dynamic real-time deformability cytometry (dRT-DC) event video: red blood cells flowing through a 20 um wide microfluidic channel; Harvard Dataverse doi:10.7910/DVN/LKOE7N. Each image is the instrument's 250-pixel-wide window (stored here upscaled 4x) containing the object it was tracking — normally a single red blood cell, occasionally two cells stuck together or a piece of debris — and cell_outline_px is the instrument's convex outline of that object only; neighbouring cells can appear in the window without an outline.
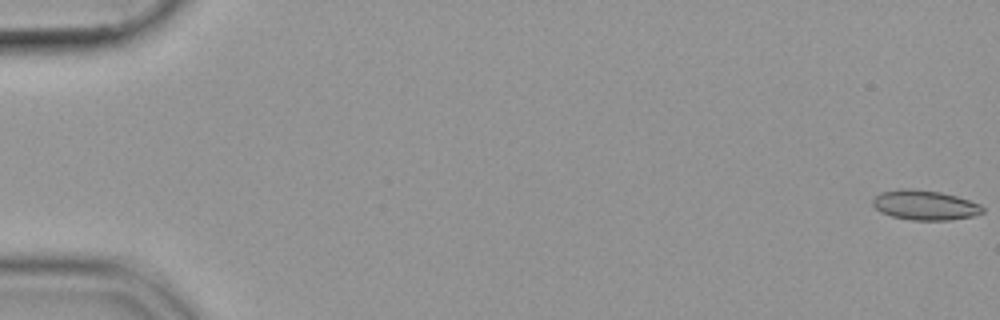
{"species": "common noctule bat (a hibernating species)", "species_latin": "Nyctalus noctula", "temperature_condition": "cold", "stored_images_in_passage": 55, "camera_frame_rate_fps": 3000, "um_per_image_px": 0.085, "animal": {"sex": "female", "body_mass_g": 19.9}, "frame": {"image": 1, "passage_image": 1, "time_ms": 0.0, "image_size_px": [1000, 320], "cell_outline_px": [[984, 212], [976, 216], [948, 220], [912, 220], [892, 216], [880, 212], [872, 204], [872, 200], [880, 192], [900, 188], [912, 188], [940, 192], [956, 196], [980, 204], [984, 208]], "centroid_in_image_um": [78.61, 17.43], "position_along_channel_um": 6.4, "area_um2": 19.19}}
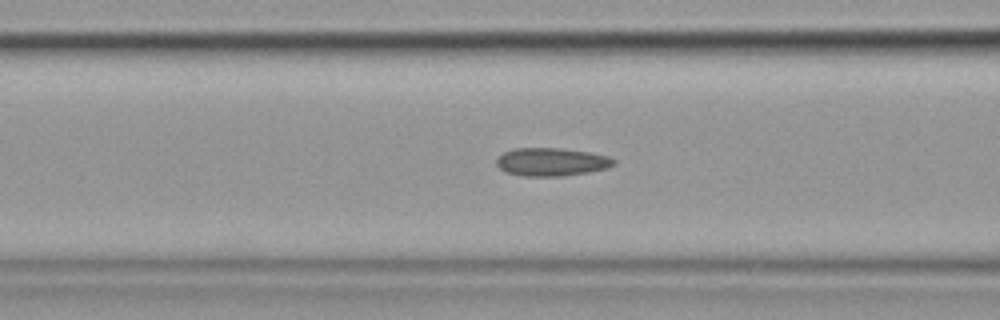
{"frame": {"image": 2, "passage_image": 23, "time_ms": 7.333, "image_size_px": [1000, 320], "cell_outline_px": [[616, 164], [608, 168], [588, 172], [560, 176], [520, 176], [504, 172], [496, 164], [496, 156], [504, 152], [516, 148], [560, 148], [592, 152], [608, 156], [616, 160]], "centroid_in_image_um": [46.87, 13.76], "position_along_channel_um": 119.7, "area_um2": 19.48}}
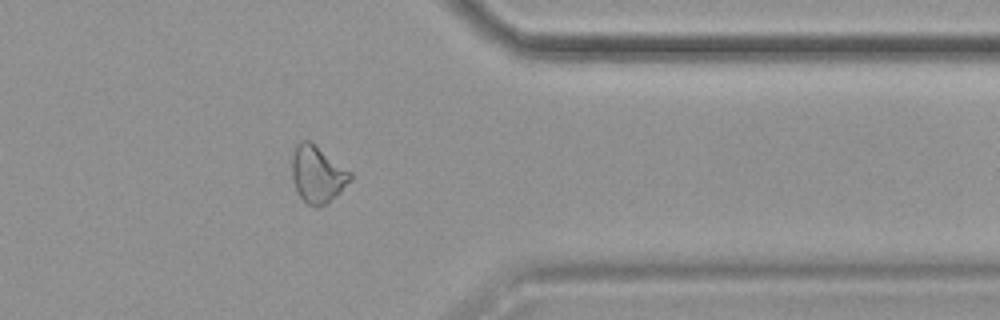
{"frame": {"image": 3, "passage_image": 45, "time_ms": 14.667, "image_size_px": [1000, 320], "cell_outline_px": [[352, 180], [340, 192], [324, 204], [316, 208], [308, 204], [300, 196], [296, 188], [292, 176], [292, 156], [296, 144], [300, 140], [308, 140], [352, 172]], "centroid_in_image_um": [26.99, 14.81], "position_along_channel_um": 384.4, "area_um2": 19.07}}